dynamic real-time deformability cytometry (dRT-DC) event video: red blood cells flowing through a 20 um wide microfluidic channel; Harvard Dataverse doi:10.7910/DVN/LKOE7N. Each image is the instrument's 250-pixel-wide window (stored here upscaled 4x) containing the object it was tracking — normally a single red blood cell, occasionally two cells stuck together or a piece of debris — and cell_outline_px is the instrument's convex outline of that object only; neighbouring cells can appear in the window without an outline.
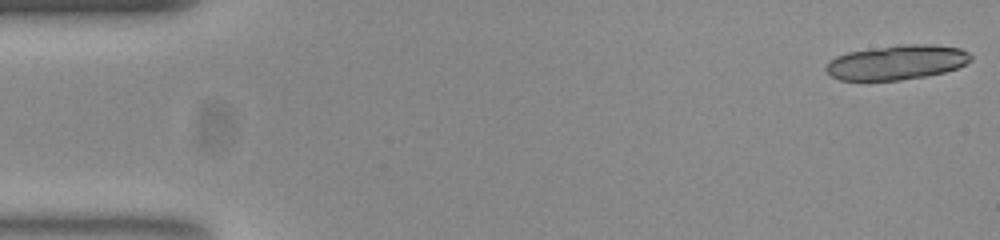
{"species": "common noctule bat (a hibernating species)", "species_latin": "Nyctalus noctula", "temperature_condition": "room temperature", "stored_images_in_passage": 17, "camera_frame_rate_fps": 3000, "um_per_image_px": 0.085, "animal": {"sex": "female", "body_mass_g": 23.0, "forearm_length_mm": 53.4}, "frame": {"image": 1, "passage_image": 1, "time_ms": 0.0, "image_size_px": [1000, 240], "cell_outline_px": [[972, 60], [956, 68], [944, 72], [924, 76], [900, 80], [840, 80], [832, 76], [824, 68], [836, 56], [848, 52], [900, 44], [932, 44], [960, 48], [968, 52], [972, 56]], "centroid_in_image_um": [76.25, 5.29], "position_along_channel_um": 8.7, "area_um2": 29.02}}